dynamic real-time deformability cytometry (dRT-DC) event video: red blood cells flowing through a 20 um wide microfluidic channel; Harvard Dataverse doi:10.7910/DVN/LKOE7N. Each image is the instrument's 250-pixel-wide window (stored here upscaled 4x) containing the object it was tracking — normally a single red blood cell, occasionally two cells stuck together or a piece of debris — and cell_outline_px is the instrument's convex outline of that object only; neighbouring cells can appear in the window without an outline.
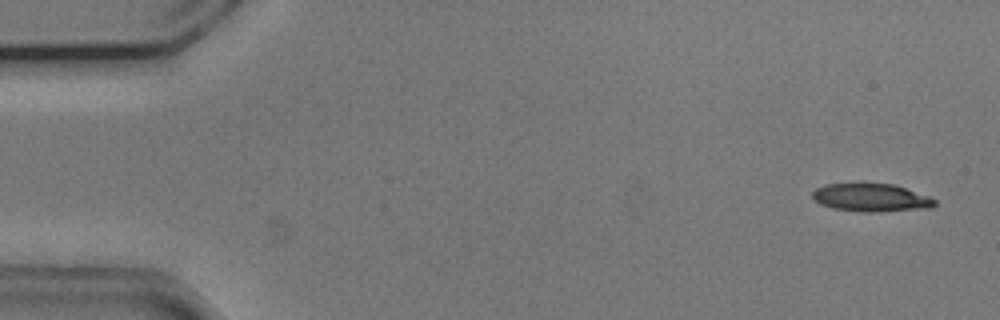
{"species": "common noctule bat (a hibernating species)", "species_latin": "Nyctalus noctula", "temperature_condition": "cold", "stored_images_in_passage": 54, "camera_frame_rate_fps": 3000, "um_per_image_px": 0.085, "animal": {"sex": "male", "body_mass_g": 20.5, "forearm_length_mm": 52.5}, "frame": {"image": 1, "passage_image": 3, "time_ms": 0.667, "image_size_px": [1000, 320], "cell_outline_px": [[936, 204], [932, 208], [880, 212], [860, 212], [832, 208], [820, 204], [812, 196], [812, 192], [816, 188], [824, 184], [892, 184], [928, 196], [936, 200]], "centroid_in_image_um": [74.04, 16.82], "position_along_channel_um": 11.0, "area_um2": 19.88}}
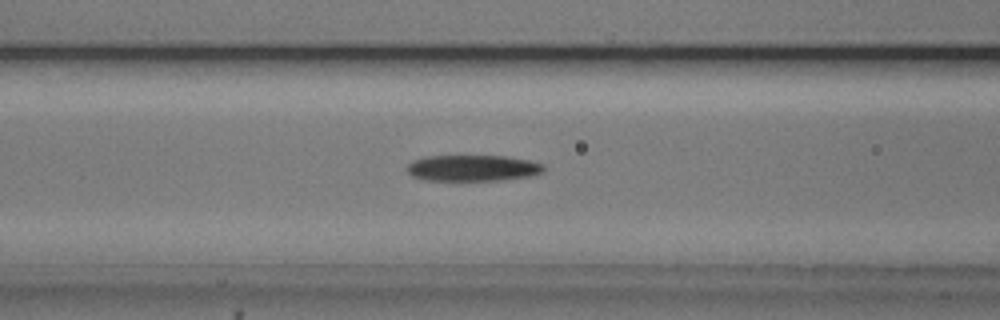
{"frame": {"image": 2, "passage_image": 22, "time_ms": 7.0, "image_size_px": [1000, 320], "cell_outline_px": [[544, 172], [528, 176], [500, 180], [424, 180], [412, 176], [404, 168], [412, 160], [424, 156], [508, 156], [528, 160], [544, 164]], "centroid_in_image_um": [40.14, 14.27], "position_along_channel_um": 126.5, "area_um2": 20.92}}
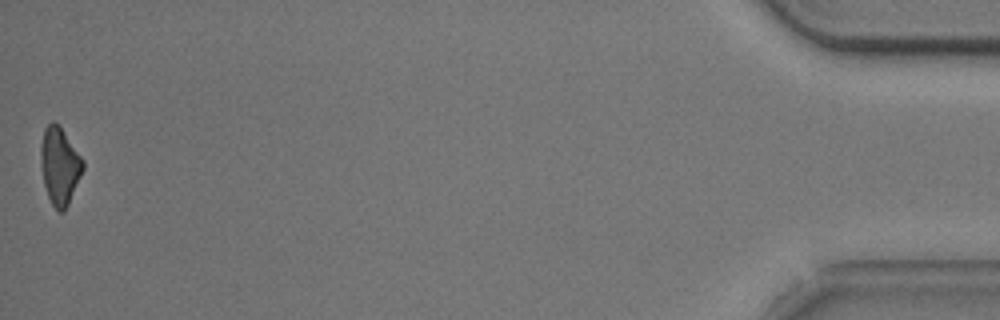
{"frame": {"image": 3, "passage_image": 54, "time_ms": 17.667, "image_size_px": [1000, 320], "cell_outline_px": [[84, 168], [68, 204], [64, 212], [60, 212], [52, 204], [48, 196], [44, 184], [40, 164], [40, 144], [44, 128], [52, 120], [56, 120], [84, 160]], "centroid_in_image_um": [5.06, 14.05], "position_along_channel_um": 430.1, "area_um2": 19.07}, "authors_computed_cell_mechanics": {"area_um2": 20.9814, "velocity_mm_per_s": 3.7473, "shape_relaxation_time_tau1_ms": 4.8949, "shape_relaxation_time_tau2_ms": 10.2266, "deformation_change_tau1": 0.1642, "deformation_change_tau2": 0.2757}}